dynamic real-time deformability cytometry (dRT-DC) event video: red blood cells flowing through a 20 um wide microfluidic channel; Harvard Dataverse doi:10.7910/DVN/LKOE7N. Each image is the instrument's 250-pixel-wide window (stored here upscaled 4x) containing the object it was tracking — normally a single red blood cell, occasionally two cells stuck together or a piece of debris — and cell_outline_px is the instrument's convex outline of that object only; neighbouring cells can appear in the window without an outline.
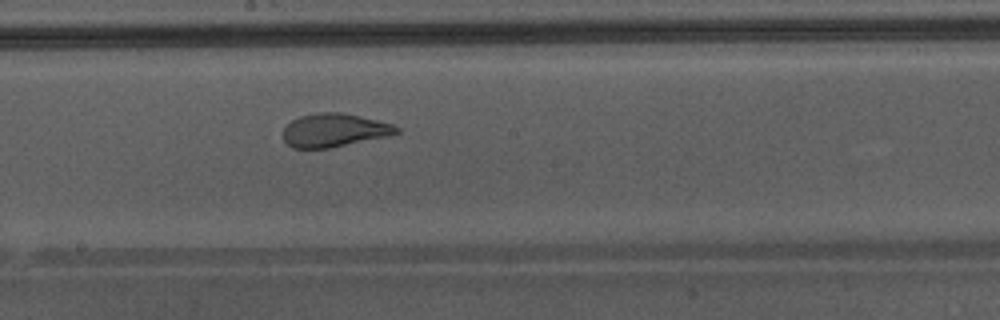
{"species": "Egyptian fruit bat (a non-hibernating species)", "species_latin": "Rousettus aegyptiacus", "temperature_condition": "warm", "stored_images_in_passage": 38, "camera_frame_rate_fps": 3000, "um_per_image_px": 0.085, "animal": {"sex": "male"}, "frame": {"image": 1, "passage_image": 17, "time_ms": 5.333, "image_size_px": [1000, 320], "cell_outline_px": [[400, 132], [388, 136], [328, 148], [292, 148], [284, 140], [284, 128], [292, 120], [300, 116], [316, 112], [340, 112], [360, 116], [392, 124], [400, 128]], "centroid_in_image_um": [28.41, 11.06], "position_along_channel_um": 219.8, "area_um2": 21.91}}